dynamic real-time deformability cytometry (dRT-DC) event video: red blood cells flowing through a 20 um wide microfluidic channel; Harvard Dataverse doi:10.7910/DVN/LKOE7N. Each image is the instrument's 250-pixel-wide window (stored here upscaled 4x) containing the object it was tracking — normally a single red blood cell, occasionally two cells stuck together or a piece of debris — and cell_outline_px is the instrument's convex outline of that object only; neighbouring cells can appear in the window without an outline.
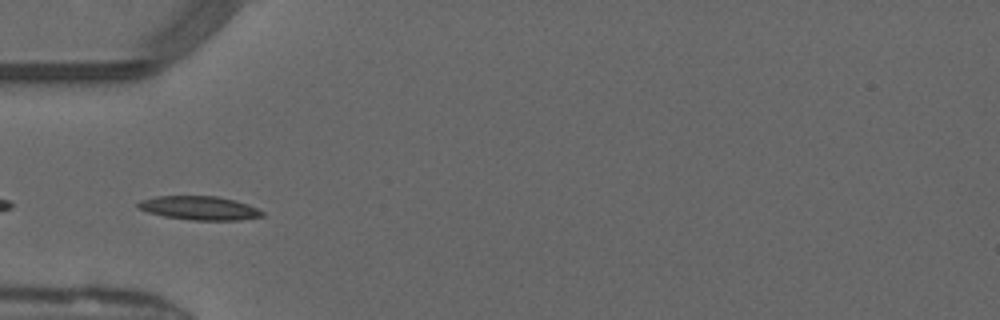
{"species": "common noctule bat (a hibernating species)", "species_latin": "Nyctalus noctula", "temperature_condition": "warm", "stored_images_in_passage": 35, "camera_frame_rate_fps": 3000, "um_per_image_px": 0.085, "animal": {"sex": "male", "forearm_length_mm": 52.5}, "frame": {"image": 1, "passage_image": 1, "time_ms": 0.0, "image_size_px": [1000, 320], "cell_outline_px": [[264, 216], [240, 220], [188, 220], [164, 216], [148, 212], [136, 208], [136, 204], [140, 200], [156, 196], [216, 196], [236, 200], [248, 204], [264, 212]], "centroid_in_image_um": [16.93, 17.68], "position_along_channel_um": 68.1, "area_um2": 17.34}}
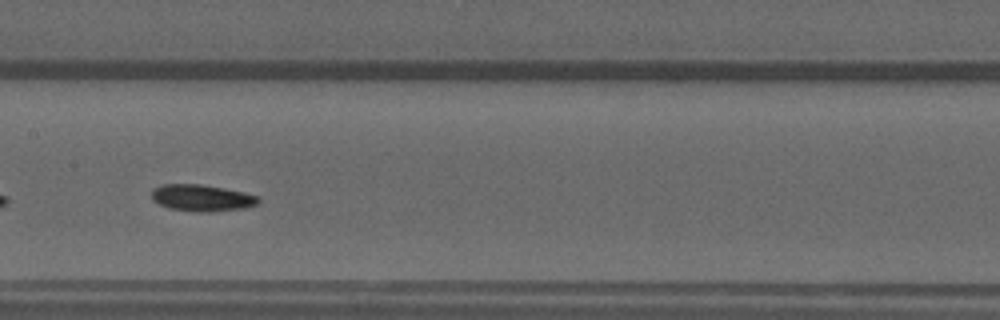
{"frame": {"image": 2, "passage_image": 10, "time_ms": 3.0, "image_size_px": [1000, 320], "cell_outline_px": [[260, 200], [256, 204], [244, 208], [212, 212], [192, 212], [168, 208], [152, 200], [152, 188], [160, 184], [200, 184], [224, 188], [244, 192], [256, 196]], "centroid_in_image_um": [17.11, 16.82], "position_along_channel_um": 190.3, "area_um2": 16.7}}
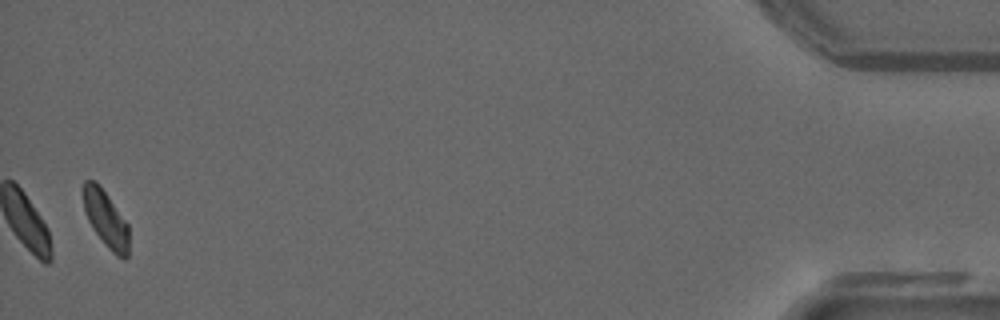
{"frame": {"image": 3, "passage_image": 34, "time_ms": 11.0, "image_size_px": [1000, 320], "cell_outline_px": [[128, 256], [124, 260], [116, 256], [104, 244], [92, 228], [84, 212], [80, 192], [80, 188], [84, 180], [96, 180], [100, 184], [128, 224]], "centroid_in_image_um": [8.93, 18.55], "position_along_channel_um": 426.3, "area_um2": 15.61}, "authors_computed_cell_mechanics": {"area_um2": 16.0106, "velocity_mm_per_s": 4.0735, "shape_relaxation_time_tau1_ms": 2.9159, "shape_relaxation_time_tau2_ms": 3.9194, "deformation_change_tau1": 0.1285, "deformation_change_tau2": 0.0878}}